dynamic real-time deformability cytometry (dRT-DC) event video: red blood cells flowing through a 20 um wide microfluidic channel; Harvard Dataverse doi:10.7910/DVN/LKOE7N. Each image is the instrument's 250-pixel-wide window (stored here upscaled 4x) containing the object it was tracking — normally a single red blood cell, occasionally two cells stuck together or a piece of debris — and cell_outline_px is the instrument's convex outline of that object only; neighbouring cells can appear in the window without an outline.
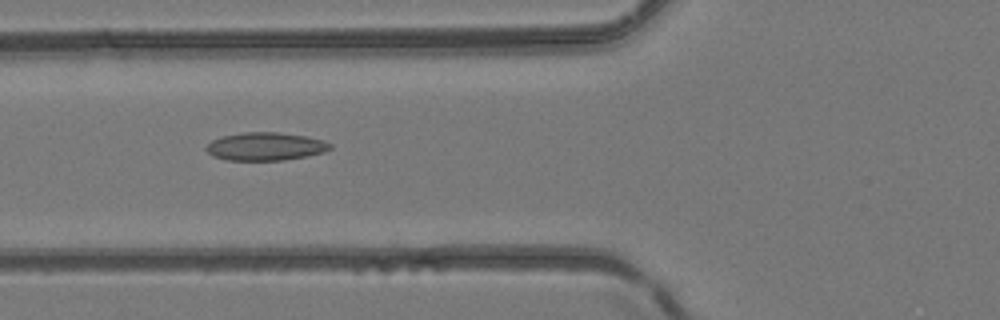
{"species": "common noctule bat (a hibernating species)", "species_latin": "Nyctalus noctula", "temperature_condition": "room temperature", "stored_images_in_passage": 41, "camera_frame_rate_fps": 3000, "um_per_image_px": 0.085, "animal": {"sex": "female", "body_mass_g": 24.6, "forearm_length_mm": 56.2}, "frame": {"image": 1, "passage_image": 12, "time_ms": 3.667, "image_size_px": [1000, 320], "cell_outline_px": [[332, 148], [324, 152], [308, 156], [284, 160], [228, 160], [212, 156], [204, 148], [212, 140], [220, 136], [244, 132], [276, 132], [304, 136], [324, 140], [332, 144]], "centroid_in_image_um": [22.56, 12.45], "position_along_channel_um": 103.2, "area_um2": 20.35}}
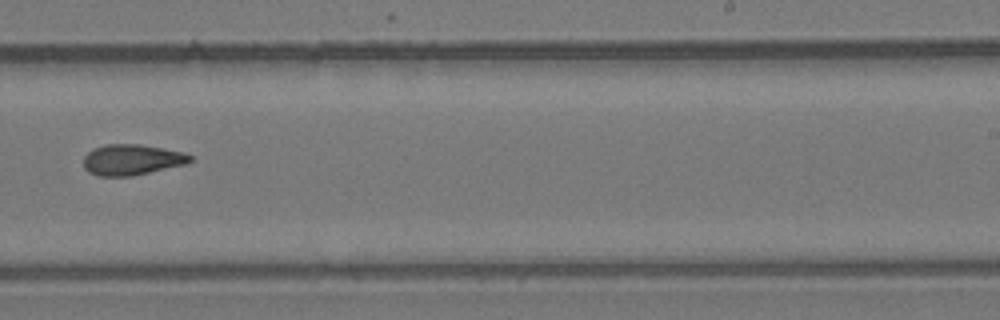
{"frame": {"image": 2, "passage_image": 24, "time_ms": 7.667, "image_size_px": [1000, 320], "cell_outline_px": [[192, 160], [184, 164], [132, 176], [100, 176], [88, 172], [84, 168], [84, 156], [88, 152], [104, 144], [140, 144], [184, 152], [192, 156]], "centroid_in_image_um": [11.19, 13.57], "position_along_channel_um": 277.8, "area_um2": 18.96}}
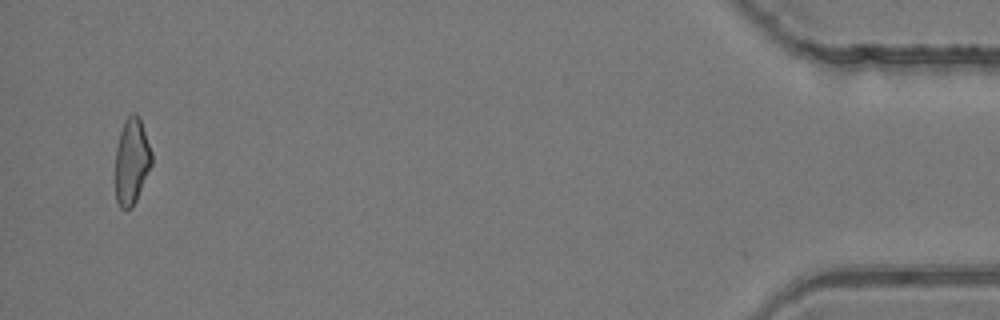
{"frame": {"image": 3, "passage_image": 40, "time_ms": 13.0, "image_size_px": [1000, 320], "cell_outline_px": [[152, 164], [136, 200], [132, 208], [120, 208], [116, 200], [116, 148], [120, 132], [124, 120], [132, 112], [136, 112], [140, 116], [152, 152]], "centroid_in_image_um": [11.2, 13.66], "position_along_channel_um": 424.0, "area_um2": 18.32}}